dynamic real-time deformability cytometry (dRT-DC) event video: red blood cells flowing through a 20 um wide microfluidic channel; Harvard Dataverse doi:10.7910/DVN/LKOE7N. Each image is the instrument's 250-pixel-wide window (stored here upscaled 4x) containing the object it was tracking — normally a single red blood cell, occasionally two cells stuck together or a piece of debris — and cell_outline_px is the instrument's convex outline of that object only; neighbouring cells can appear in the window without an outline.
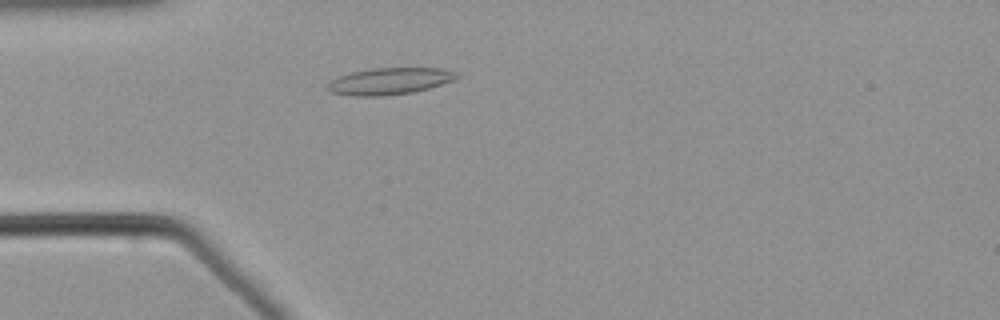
{"species": "common noctule bat (a hibernating species)", "species_latin": "Nyctalus noctula", "temperature_condition": "warm", "stored_images_in_passage": 49, "camera_frame_rate_fps": 3000, "um_per_image_px": 0.085, "animal": {"sex": "male", "body_mass_g": 21.5, "forearm_length_mm": 52.0}, "frame": {"image": 1, "passage_image": 10, "time_ms": 3.0, "image_size_px": [1000, 320], "cell_outline_px": [[460, 76], [452, 80], [428, 88], [412, 92], [384, 96], [352, 96], [328, 92], [324, 88], [324, 84], [340, 76], [352, 72], [372, 68], [440, 68], [456, 72]], "centroid_in_image_um": [33.03, 6.91], "position_along_channel_um": 52.0, "area_um2": 20.17}}
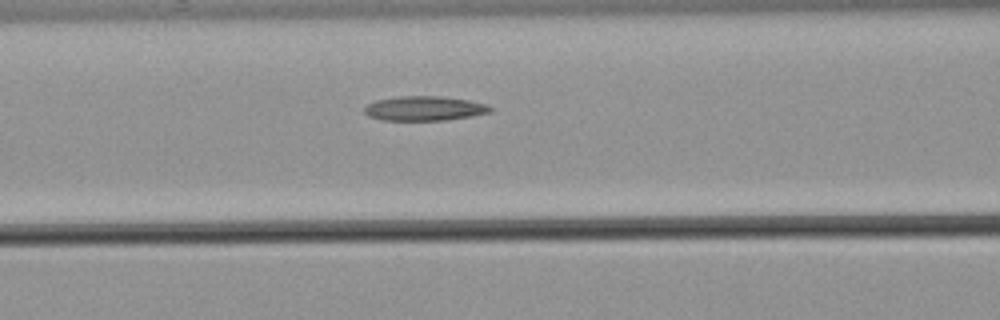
{"frame": {"image": 2, "passage_image": 17, "time_ms": 5.333, "image_size_px": [1000, 320], "cell_outline_px": [[492, 112], [472, 116], [444, 120], [380, 120], [368, 116], [364, 112], [364, 108], [368, 104], [376, 100], [400, 96], [440, 96], [468, 100], [488, 104], [492, 108]], "centroid_in_image_um": [36.08, 9.21], "position_along_channel_um": 130.5, "area_um2": 18.03}}
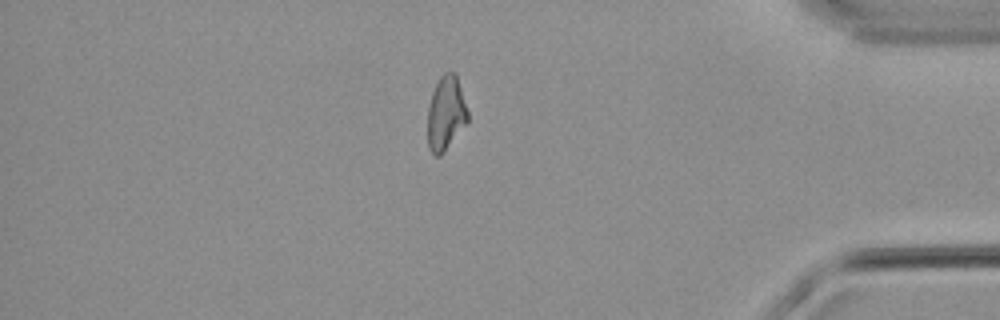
{"frame": {"image": 3, "passage_image": 41, "time_ms": 13.333, "image_size_px": [1000, 320], "cell_outline_px": [[468, 120], [444, 152], [440, 156], [436, 156], [428, 148], [428, 108], [432, 92], [440, 76], [444, 72], [456, 72], [468, 112]], "centroid_in_image_um": [37.89, 9.61], "position_along_channel_um": 397.3, "area_um2": 17.22}}